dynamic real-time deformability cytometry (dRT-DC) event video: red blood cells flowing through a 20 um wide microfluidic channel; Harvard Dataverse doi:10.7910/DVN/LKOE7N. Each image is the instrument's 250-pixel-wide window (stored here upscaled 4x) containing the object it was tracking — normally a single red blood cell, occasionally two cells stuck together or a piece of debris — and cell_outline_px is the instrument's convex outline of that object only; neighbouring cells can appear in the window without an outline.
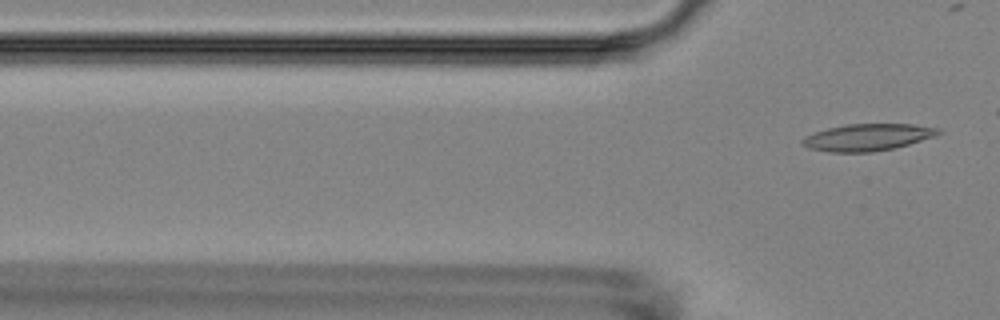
{"species": "Egyptian fruit bat (a non-hibernating species)", "species_latin": "Rousettus aegyptiacus", "temperature_condition": "room temperature", "stored_images_in_passage": 3, "camera_frame_rate_fps": 3000, "um_per_image_px": 0.085, "animal": {"sex": "female"}, "frame": {"image": 1, "passage_image": 3, "time_ms": 4.0, "image_size_px": [1000, 320], "cell_outline_px": [[940, 132], [932, 136], [908, 144], [892, 148], [872, 152], [828, 152], [808, 148], [800, 144], [800, 140], [804, 136], [828, 128], [848, 124], [912, 124], [940, 128]], "centroid_in_image_um": [73.66, 11.67], "position_along_channel_um": 52.1, "area_um2": 21.1}}